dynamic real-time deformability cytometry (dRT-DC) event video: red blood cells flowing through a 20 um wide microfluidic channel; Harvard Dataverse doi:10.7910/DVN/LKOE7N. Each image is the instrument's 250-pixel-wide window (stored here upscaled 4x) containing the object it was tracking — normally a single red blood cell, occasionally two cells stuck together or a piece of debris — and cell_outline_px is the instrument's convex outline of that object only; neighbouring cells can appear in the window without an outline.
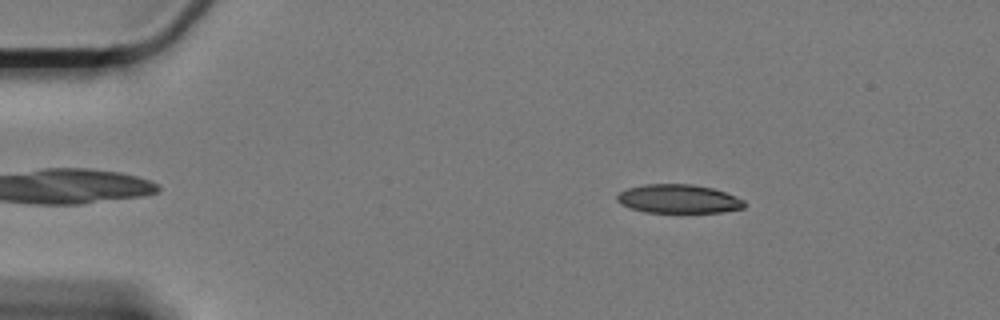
{"species": "Egyptian fruit bat (a non-hibernating species)", "species_latin": "Rousettus aegyptiacus", "temperature_condition": "cold", "stored_images_in_passage": 61, "camera_frame_rate_fps": 3000, "um_per_image_px": 0.085, "animal": {"sex": "female"}, "frame": {"image": 1, "passage_image": 10, "time_ms": 3.0, "image_size_px": [1000, 320], "cell_outline_px": [[748, 204], [744, 208], [720, 212], [644, 212], [620, 204], [616, 200], [616, 196], [620, 192], [628, 188], [644, 184], [692, 184], [712, 188], [724, 192], [744, 200]], "centroid_in_image_um": [57.67, 16.9], "position_along_channel_um": 27.3, "area_um2": 21.27}}
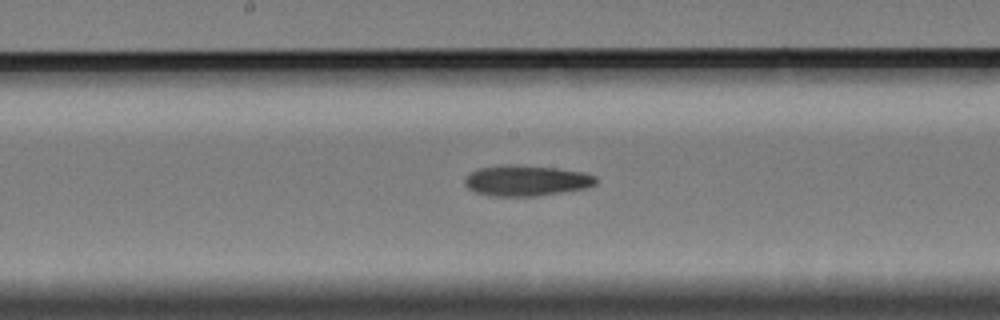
{"frame": {"image": 2, "passage_image": 32, "time_ms": 10.333, "image_size_px": [1000, 320], "cell_outline_px": [[596, 184], [588, 188], [536, 196], [492, 196], [476, 192], [468, 188], [464, 184], [464, 176], [480, 168], [556, 168], [584, 172], [596, 176]], "centroid_in_image_um": [44.79, 15.41], "position_along_channel_um": 203.4, "area_um2": 22.37}}
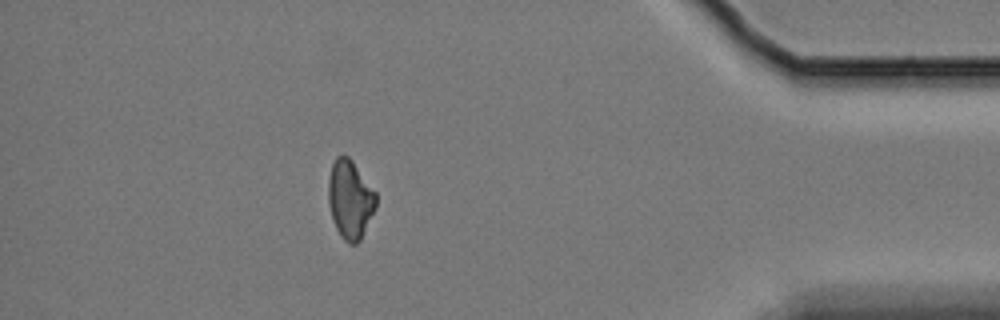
{"frame": {"image": 3, "passage_image": 54, "time_ms": 17.667, "image_size_px": [1000, 320], "cell_outline_px": [[376, 208], [360, 240], [356, 244], [348, 244], [340, 236], [336, 228], [328, 204], [328, 180], [332, 164], [336, 156], [348, 156], [352, 160], [376, 192]], "centroid_in_image_um": [29.76, 16.95], "position_along_channel_um": 405.4, "area_um2": 21.85}, "authors_computed_cell_mechanics": {"area_um2": 22.4264, "velocity_mm_per_s": 3.3067, "shape_relaxation_time_tau1_ms": 7.4927, "shape_relaxation_time_tau2_ms": null, "deformation_change_tau1": 0.174, "deformation_change_tau2": null}}